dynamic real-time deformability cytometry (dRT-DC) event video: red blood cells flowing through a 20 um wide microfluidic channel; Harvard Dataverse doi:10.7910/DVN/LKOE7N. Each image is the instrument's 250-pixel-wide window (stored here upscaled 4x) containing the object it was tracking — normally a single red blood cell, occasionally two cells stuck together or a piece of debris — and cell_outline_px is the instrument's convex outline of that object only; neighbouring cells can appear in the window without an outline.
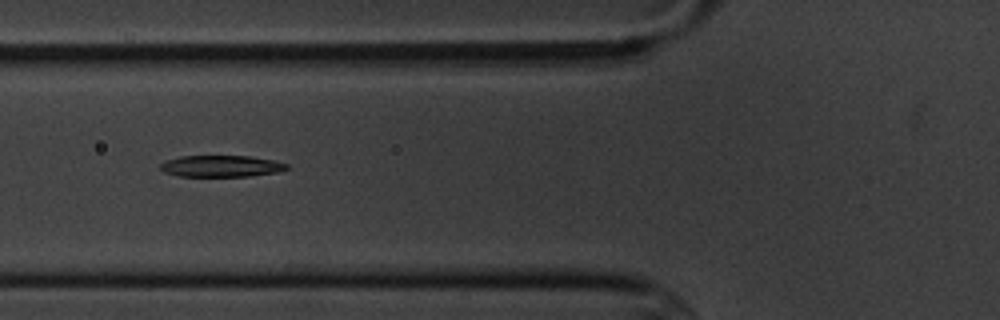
{"species": "common noctule bat (a hibernating species)", "species_latin": "Nyctalus noctula", "temperature_condition": "cold", "stored_images_in_passage": 12, "camera_frame_rate_fps": 3000, "um_per_image_px": 0.085, "animal": {"sex": "male", "body_mass_g": 20.1, "forearm_length_mm": 53.5}, "frame": {"image": 1, "passage_image": 3, "time_ms": 3.0, "image_size_px": [1000, 320], "cell_outline_px": [[288, 168], [276, 172], [248, 176], [176, 176], [164, 172], [160, 168], [160, 164], [164, 160], [180, 156], [252, 156], [272, 160], [288, 164]], "centroid_in_image_um": [18.74, 14.11], "position_along_channel_um": 107.1, "area_um2": 15.84}}
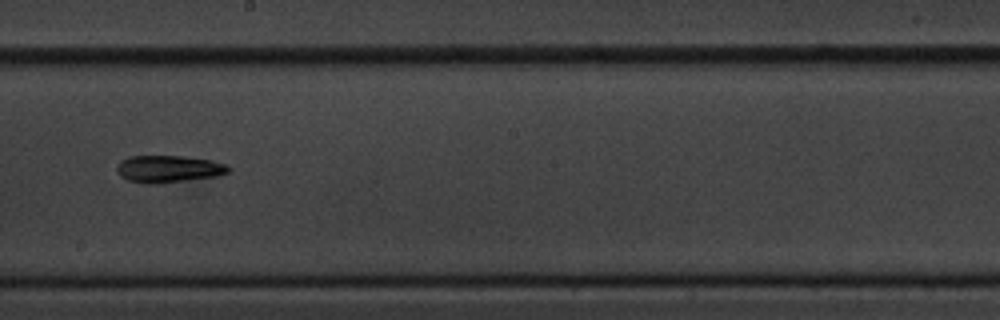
{"frame": {"image": 2, "passage_image": 6, "time_ms": 6.667, "image_size_px": [1000, 320], "cell_outline_px": [[232, 168], [228, 172], [216, 176], [156, 184], [148, 184], [128, 180], [120, 176], [116, 172], [116, 164], [120, 160], [128, 156], [180, 156], [208, 160], [224, 164]], "centroid_in_image_um": [14.24, 14.36], "position_along_channel_um": 234.0, "area_um2": 17.57}}
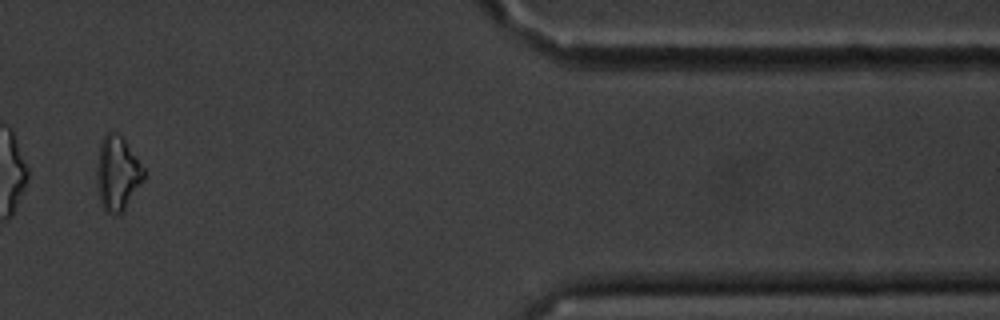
{"frame": {"image": 3, "passage_image": 11, "time_ms": 12.667, "image_size_px": [1000, 320], "cell_outline_px": [[144, 180], [120, 216], [104, 212], [100, 204], [96, 184], [96, 164], [100, 144], [104, 136], [108, 132], [116, 132], [124, 140], [136, 156], [144, 168]], "centroid_in_image_um": [9.95, 14.79], "position_along_channel_um": 401.4, "area_um2": 20.63}, "authors_computed_cell_mechanics": {"area_um2": 17.0799, "velocity_mm_per_s": 3.4599, "shape_relaxation_time_tau1_ms": 6.192, "shape_relaxation_time_tau2_ms": null, "deformation_change_tau1": 0.2, "deformation_change_tau2": null}}